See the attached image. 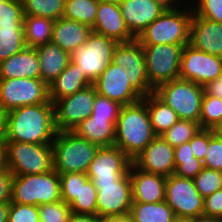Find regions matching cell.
Returning <instances> with one entry per match:
<instances>
[{
  "label": "cell",
  "instance_id": "obj_1",
  "mask_svg": "<svg viewBox=\"0 0 222 222\" xmlns=\"http://www.w3.org/2000/svg\"><path fill=\"white\" fill-rule=\"evenodd\" d=\"M54 104L42 103L7 112L5 140L34 144H52L57 134Z\"/></svg>",
  "mask_w": 222,
  "mask_h": 222
},
{
  "label": "cell",
  "instance_id": "obj_2",
  "mask_svg": "<svg viewBox=\"0 0 222 222\" xmlns=\"http://www.w3.org/2000/svg\"><path fill=\"white\" fill-rule=\"evenodd\" d=\"M155 137L146 96L138 102L122 106L115 125V146L133 160Z\"/></svg>",
  "mask_w": 222,
  "mask_h": 222
},
{
  "label": "cell",
  "instance_id": "obj_3",
  "mask_svg": "<svg viewBox=\"0 0 222 222\" xmlns=\"http://www.w3.org/2000/svg\"><path fill=\"white\" fill-rule=\"evenodd\" d=\"M192 16L191 2L184 7L165 10L136 39L142 45H187L190 42Z\"/></svg>",
  "mask_w": 222,
  "mask_h": 222
},
{
  "label": "cell",
  "instance_id": "obj_4",
  "mask_svg": "<svg viewBox=\"0 0 222 222\" xmlns=\"http://www.w3.org/2000/svg\"><path fill=\"white\" fill-rule=\"evenodd\" d=\"M53 169L59 174L87 173L99 146L73 131H58L52 142Z\"/></svg>",
  "mask_w": 222,
  "mask_h": 222
},
{
  "label": "cell",
  "instance_id": "obj_5",
  "mask_svg": "<svg viewBox=\"0 0 222 222\" xmlns=\"http://www.w3.org/2000/svg\"><path fill=\"white\" fill-rule=\"evenodd\" d=\"M60 200V178L54 169L42 174L18 175L13 178L12 203L40 206Z\"/></svg>",
  "mask_w": 222,
  "mask_h": 222
},
{
  "label": "cell",
  "instance_id": "obj_6",
  "mask_svg": "<svg viewBox=\"0 0 222 222\" xmlns=\"http://www.w3.org/2000/svg\"><path fill=\"white\" fill-rule=\"evenodd\" d=\"M154 94L170 106L179 119L199 123L204 86L188 80L175 79L158 86Z\"/></svg>",
  "mask_w": 222,
  "mask_h": 222
},
{
  "label": "cell",
  "instance_id": "obj_7",
  "mask_svg": "<svg viewBox=\"0 0 222 222\" xmlns=\"http://www.w3.org/2000/svg\"><path fill=\"white\" fill-rule=\"evenodd\" d=\"M7 168L14 174H42L53 170L52 144L6 141Z\"/></svg>",
  "mask_w": 222,
  "mask_h": 222
},
{
  "label": "cell",
  "instance_id": "obj_8",
  "mask_svg": "<svg viewBox=\"0 0 222 222\" xmlns=\"http://www.w3.org/2000/svg\"><path fill=\"white\" fill-rule=\"evenodd\" d=\"M148 82L155 90L161 84L179 79L181 54L185 45H142Z\"/></svg>",
  "mask_w": 222,
  "mask_h": 222
},
{
  "label": "cell",
  "instance_id": "obj_9",
  "mask_svg": "<svg viewBox=\"0 0 222 222\" xmlns=\"http://www.w3.org/2000/svg\"><path fill=\"white\" fill-rule=\"evenodd\" d=\"M204 198L195 187L192 178L175 174L166 178L165 202L178 219H198L204 214Z\"/></svg>",
  "mask_w": 222,
  "mask_h": 222
},
{
  "label": "cell",
  "instance_id": "obj_10",
  "mask_svg": "<svg viewBox=\"0 0 222 222\" xmlns=\"http://www.w3.org/2000/svg\"><path fill=\"white\" fill-rule=\"evenodd\" d=\"M117 44L115 40L92 31L87 42L71 54V61L94 82L112 62Z\"/></svg>",
  "mask_w": 222,
  "mask_h": 222
},
{
  "label": "cell",
  "instance_id": "obj_11",
  "mask_svg": "<svg viewBox=\"0 0 222 222\" xmlns=\"http://www.w3.org/2000/svg\"><path fill=\"white\" fill-rule=\"evenodd\" d=\"M49 102L48 85L41 79H0V104L7 112L18 107Z\"/></svg>",
  "mask_w": 222,
  "mask_h": 222
},
{
  "label": "cell",
  "instance_id": "obj_12",
  "mask_svg": "<svg viewBox=\"0 0 222 222\" xmlns=\"http://www.w3.org/2000/svg\"><path fill=\"white\" fill-rule=\"evenodd\" d=\"M96 88L92 84L54 103L55 127L57 131H73L82 121L91 116L96 99Z\"/></svg>",
  "mask_w": 222,
  "mask_h": 222
},
{
  "label": "cell",
  "instance_id": "obj_13",
  "mask_svg": "<svg viewBox=\"0 0 222 222\" xmlns=\"http://www.w3.org/2000/svg\"><path fill=\"white\" fill-rule=\"evenodd\" d=\"M222 76V57L211 55L187 44L181 54L179 79L201 86Z\"/></svg>",
  "mask_w": 222,
  "mask_h": 222
},
{
  "label": "cell",
  "instance_id": "obj_14",
  "mask_svg": "<svg viewBox=\"0 0 222 222\" xmlns=\"http://www.w3.org/2000/svg\"><path fill=\"white\" fill-rule=\"evenodd\" d=\"M97 189L96 215L100 218L128 214L132 206L129 172L115 182L94 183Z\"/></svg>",
  "mask_w": 222,
  "mask_h": 222
},
{
  "label": "cell",
  "instance_id": "obj_15",
  "mask_svg": "<svg viewBox=\"0 0 222 222\" xmlns=\"http://www.w3.org/2000/svg\"><path fill=\"white\" fill-rule=\"evenodd\" d=\"M112 62L126 70L130 83L143 97L154 93L146 74L143 46L137 39L118 43L113 52Z\"/></svg>",
  "mask_w": 222,
  "mask_h": 222
},
{
  "label": "cell",
  "instance_id": "obj_16",
  "mask_svg": "<svg viewBox=\"0 0 222 222\" xmlns=\"http://www.w3.org/2000/svg\"><path fill=\"white\" fill-rule=\"evenodd\" d=\"M132 160L117 146L99 147L87 176L93 183L115 182L129 172Z\"/></svg>",
  "mask_w": 222,
  "mask_h": 222
},
{
  "label": "cell",
  "instance_id": "obj_17",
  "mask_svg": "<svg viewBox=\"0 0 222 222\" xmlns=\"http://www.w3.org/2000/svg\"><path fill=\"white\" fill-rule=\"evenodd\" d=\"M123 67L111 62L93 82L97 94L120 103L122 106L133 104L143 96L132 86Z\"/></svg>",
  "mask_w": 222,
  "mask_h": 222
},
{
  "label": "cell",
  "instance_id": "obj_18",
  "mask_svg": "<svg viewBox=\"0 0 222 222\" xmlns=\"http://www.w3.org/2000/svg\"><path fill=\"white\" fill-rule=\"evenodd\" d=\"M132 162L142 171L165 177L173 175L176 170L174 147L162 136H156Z\"/></svg>",
  "mask_w": 222,
  "mask_h": 222
},
{
  "label": "cell",
  "instance_id": "obj_19",
  "mask_svg": "<svg viewBox=\"0 0 222 222\" xmlns=\"http://www.w3.org/2000/svg\"><path fill=\"white\" fill-rule=\"evenodd\" d=\"M92 31L107 36L117 43H126L136 38L129 32L120 11L119 3L99 0Z\"/></svg>",
  "mask_w": 222,
  "mask_h": 222
},
{
  "label": "cell",
  "instance_id": "obj_20",
  "mask_svg": "<svg viewBox=\"0 0 222 222\" xmlns=\"http://www.w3.org/2000/svg\"><path fill=\"white\" fill-rule=\"evenodd\" d=\"M118 3L124 22L135 38L165 11L154 0H120Z\"/></svg>",
  "mask_w": 222,
  "mask_h": 222
},
{
  "label": "cell",
  "instance_id": "obj_21",
  "mask_svg": "<svg viewBox=\"0 0 222 222\" xmlns=\"http://www.w3.org/2000/svg\"><path fill=\"white\" fill-rule=\"evenodd\" d=\"M129 176L132 183L133 202L157 203L165 201L167 177L142 171L133 163L129 169Z\"/></svg>",
  "mask_w": 222,
  "mask_h": 222
},
{
  "label": "cell",
  "instance_id": "obj_22",
  "mask_svg": "<svg viewBox=\"0 0 222 222\" xmlns=\"http://www.w3.org/2000/svg\"><path fill=\"white\" fill-rule=\"evenodd\" d=\"M189 44L205 53L222 57V23L197 16L193 12Z\"/></svg>",
  "mask_w": 222,
  "mask_h": 222
},
{
  "label": "cell",
  "instance_id": "obj_23",
  "mask_svg": "<svg viewBox=\"0 0 222 222\" xmlns=\"http://www.w3.org/2000/svg\"><path fill=\"white\" fill-rule=\"evenodd\" d=\"M91 32L90 26L61 17L54 21L51 42L71 55L87 42Z\"/></svg>",
  "mask_w": 222,
  "mask_h": 222
},
{
  "label": "cell",
  "instance_id": "obj_24",
  "mask_svg": "<svg viewBox=\"0 0 222 222\" xmlns=\"http://www.w3.org/2000/svg\"><path fill=\"white\" fill-rule=\"evenodd\" d=\"M40 79L38 54L35 48L25 47L0 63V79Z\"/></svg>",
  "mask_w": 222,
  "mask_h": 222
},
{
  "label": "cell",
  "instance_id": "obj_25",
  "mask_svg": "<svg viewBox=\"0 0 222 222\" xmlns=\"http://www.w3.org/2000/svg\"><path fill=\"white\" fill-rule=\"evenodd\" d=\"M93 82L80 70V66L70 61L60 75L48 85L49 100L54 104L58 99L72 95Z\"/></svg>",
  "mask_w": 222,
  "mask_h": 222
},
{
  "label": "cell",
  "instance_id": "obj_26",
  "mask_svg": "<svg viewBox=\"0 0 222 222\" xmlns=\"http://www.w3.org/2000/svg\"><path fill=\"white\" fill-rule=\"evenodd\" d=\"M40 67V79L49 85L68 66L71 55L60 46L48 42L36 48Z\"/></svg>",
  "mask_w": 222,
  "mask_h": 222
},
{
  "label": "cell",
  "instance_id": "obj_27",
  "mask_svg": "<svg viewBox=\"0 0 222 222\" xmlns=\"http://www.w3.org/2000/svg\"><path fill=\"white\" fill-rule=\"evenodd\" d=\"M117 119L92 118L91 116L76 126L73 132L99 147L113 146Z\"/></svg>",
  "mask_w": 222,
  "mask_h": 222
},
{
  "label": "cell",
  "instance_id": "obj_28",
  "mask_svg": "<svg viewBox=\"0 0 222 222\" xmlns=\"http://www.w3.org/2000/svg\"><path fill=\"white\" fill-rule=\"evenodd\" d=\"M146 106L156 136H161L179 120L176 112L154 93L146 96Z\"/></svg>",
  "mask_w": 222,
  "mask_h": 222
},
{
  "label": "cell",
  "instance_id": "obj_29",
  "mask_svg": "<svg viewBox=\"0 0 222 222\" xmlns=\"http://www.w3.org/2000/svg\"><path fill=\"white\" fill-rule=\"evenodd\" d=\"M129 214L135 222H174L177 218L173 209L165 202H132Z\"/></svg>",
  "mask_w": 222,
  "mask_h": 222
},
{
  "label": "cell",
  "instance_id": "obj_30",
  "mask_svg": "<svg viewBox=\"0 0 222 222\" xmlns=\"http://www.w3.org/2000/svg\"><path fill=\"white\" fill-rule=\"evenodd\" d=\"M54 20L46 17L24 16V35L27 47L51 42Z\"/></svg>",
  "mask_w": 222,
  "mask_h": 222
},
{
  "label": "cell",
  "instance_id": "obj_31",
  "mask_svg": "<svg viewBox=\"0 0 222 222\" xmlns=\"http://www.w3.org/2000/svg\"><path fill=\"white\" fill-rule=\"evenodd\" d=\"M99 0H65L62 17L93 27Z\"/></svg>",
  "mask_w": 222,
  "mask_h": 222
},
{
  "label": "cell",
  "instance_id": "obj_32",
  "mask_svg": "<svg viewBox=\"0 0 222 222\" xmlns=\"http://www.w3.org/2000/svg\"><path fill=\"white\" fill-rule=\"evenodd\" d=\"M72 213L96 215L97 189L86 173H80V191L69 205Z\"/></svg>",
  "mask_w": 222,
  "mask_h": 222
},
{
  "label": "cell",
  "instance_id": "obj_33",
  "mask_svg": "<svg viewBox=\"0 0 222 222\" xmlns=\"http://www.w3.org/2000/svg\"><path fill=\"white\" fill-rule=\"evenodd\" d=\"M25 47L24 26L0 27V63Z\"/></svg>",
  "mask_w": 222,
  "mask_h": 222
},
{
  "label": "cell",
  "instance_id": "obj_34",
  "mask_svg": "<svg viewBox=\"0 0 222 222\" xmlns=\"http://www.w3.org/2000/svg\"><path fill=\"white\" fill-rule=\"evenodd\" d=\"M175 175L194 178L203 168V162L195 158L190 141L174 148Z\"/></svg>",
  "mask_w": 222,
  "mask_h": 222
},
{
  "label": "cell",
  "instance_id": "obj_35",
  "mask_svg": "<svg viewBox=\"0 0 222 222\" xmlns=\"http://www.w3.org/2000/svg\"><path fill=\"white\" fill-rule=\"evenodd\" d=\"M24 16H38L53 19L61 18L65 0H21Z\"/></svg>",
  "mask_w": 222,
  "mask_h": 222
},
{
  "label": "cell",
  "instance_id": "obj_36",
  "mask_svg": "<svg viewBox=\"0 0 222 222\" xmlns=\"http://www.w3.org/2000/svg\"><path fill=\"white\" fill-rule=\"evenodd\" d=\"M200 129V125L196 121L179 119L161 136L175 148L189 142Z\"/></svg>",
  "mask_w": 222,
  "mask_h": 222
},
{
  "label": "cell",
  "instance_id": "obj_37",
  "mask_svg": "<svg viewBox=\"0 0 222 222\" xmlns=\"http://www.w3.org/2000/svg\"><path fill=\"white\" fill-rule=\"evenodd\" d=\"M222 121V99L204 92L201 102L199 125L201 129L211 130Z\"/></svg>",
  "mask_w": 222,
  "mask_h": 222
},
{
  "label": "cell",
  "instance_id": "obj_38",
  "mask_svg": "<svg viewBox=\"0 0 222 222\" xmlns=\"http://www.w3.org/2000/svg\"><path fill=\"white\" fill-rule=\"evenodd\" d=\"M195 187L204 198L222 189V172L203 168L194 178Z\"/></svg>",
  "mask_w": 222,
  "mask_h": 222
},
{
  "label": "cell",
  "instance_id": "obj_39",
  "mask_svg": "<svg viewBox=\"0 0 222 222\" xmlns=\"http://www.w3.org/2000/svg\"><path fill=\"white\" fill-rule=\"evenodd\" d=\"M1 26H24V12L21 0H0Z\"/></svg>",
  "mask_w": 222,
  "mask_h": 222
},
{
  "label": "cell",
  "instance_id": "obj_40",
  "mask_svg": "<svg viewBox=\"0 0 222 222\" xmlns=\"http://www.w3.org/2000/svg\"><path fill=\"white\" fill-rule=\"evenodd\" d=\"M41 222H68L71 208L63 200L38 206Z\"/></svg>",
  "mask_w": 222,
  "mask_h": 222
},
{
  "label": "cell",
  "instance_id": "obj_41",
  "mask_svg": "<svg viewBox=\"0 0 222 222\" xmlns=\"http://www.w3.org/2000/svg\"><path fill=\"white\" fill-rule=\"evenodd\" d=\"M193 12L200 17L222 23V0H192Z\"/></svg>",
  "mask_w": 222,
  "mask_h": 222
},
{
  "label": "cell",
  "instance_id": "obj_42",
  "mask_svg": "<svg viewBox=\"0 0 222 222\" xmlns=\"http://www.w3.org/2000/svg\"><path fill=\"white\" fill-rule=\"evenodd\" d=\"M121 108L122 105L120 103L96 94L91 117L101 119H118Z\"/></svg>",
  "mask_w": 222,
  "mask_h": 222
},
{
  "label": "cell",
  "instance_id": "obj_43",
  "mask_svg": "<svg viewBox=\"0 0 222 222\" xmlns=\"http://www.w3.org/2000/svg\"><path fill=\"white\" fill-rule=\"evenodd\" d=\"M59 178H60L61 199L67 205H70L79 195L80 173L72 172V173L59 174Z\"/></svg>",
  "mask_w": 222,
  "mask_h": 222
},
{
  "label": "cell",
  "instance_id": "obj_44",
  "mask_svg": "<svg viewBox=\"0 0 222 222\" xmlns=\"http://www.w3.org/2000/svg\"><path fill=\"white\" fill-rule=\"evenodd\" d=\"M203 166L222 172V140L217 138L212 130H209V143Z\"/></svg>",
  "mask_w": 222,
  "mask_h": 222
},
{
  "label": "cell",
  "instance_id": "obj_45",
  "mask_svg": "<svg viewBox=\"0 0 222 222\" xmlns=\"http://www.w3.org/2000/svg\"><path fill=\"white\" fill-rule=\"evenodd\" d=\"M38 206L10 202L8 222H38Z\"/></svg>",
  "mask_w": 222,
  "mask_h": 222
},
{
  "label": "cell",
  "instance_id": "obj_46",
  "mask_svg": "<svg viewBox=\"0 0 222 222\" xmlns=\"http://www.w3.org/2000/svg\"><path fill=\"white\" fill-rule=\"evenodd\" d=\"M205 218L222 219V189L204 197Z\"/></svg>",
  "mask_w": 222,
  "mask_h": 222
},
{
  "label": "cell",
  "instance_id": "obj_47",
  "mask_svg": "<svg viewBox=\"0 0 222 222\" xmlns=\"http://www.w3.org/2000/svg\"><path fill=\"white\" fill-rule=\"evenodd\" d=\"M209 143V130L200 129L190 140L191 150L196 159L203 162Z\"/></svg>",
  "mask_w": 222,
  "mask_h": 222
},
{
  "label": "cell",
  "instance_id": "obj_48",
  "mask_svg": "<svg viewBox=\"0 0 222 222\" xmlns=\"http://www.w3.org/2000/svg\"><path fill=\"white\" fill-rule=\"evenodd\" d=\"M13 178L14 174L8 168L0 170V203L10 202Z\"/></svg>",
  "mask_w": 222,
  "mask_h": 222
},
{
  "label": "cell",
  "instance_id": "obj_49",
  "mask_svg": "<svg viewBox=\"0 0 222 222\" xmlns=\"http://www.w3.org/2000/svg\"><path fill=\"white\" fill-rule=\"evenodd\" d=\"M204 92L222 99V76L204 86Z\"/></svg>",
  "mask_w": 222,
  "mask_h": 222
},
{
  "label": "cell",
  "instance_id": "obj_50",
  "mask_svg": "<svg viewBox=\"0 0 222 222\" xmlns=\"http://www.w3.org/2000/svg\"><path fill=\"white\" fill-rule=\"evenodd\" d=\"M68 222H101V218L92 214L71 213Z\"/></svg>",
  "mask_w": 222,
  "mask_h": 222
},
{
  "label": "cell",
  "instance_id": "obj_51",
  "mask_svg": "<svg viewBox=\"0 0 222 222\" xmlns=\"http://www.w3.org/2000/svg\"><path fill=\"white\" fill-rule=\"evenodd\" d=\"M154 1L157 2L160 6H162L165 10H171V9L184 7L186 4H189V1L191 0H188V1L186 0H154Z\"/></svg>",
  "mask_w": 222,
  "mask_h": 222
},
{
  "label": "cell",
  "instance_id": "obj_52",
  "mask_svg": "<svg viewBox=\"0 0 222 222\" xmlns=\"http://www.w3.org/2000/svg\"><path fill=\"white\" fill-rule=\"evenodd\" d=\"M7 168V143L5 138H0V170Z\"/></svg>",
  "mask_w": 222,
  "mask_h": 222
},
{
  "label": "cell",
  "instance_id": "obj_53",
  "mask_svg": "<svg viewBox=\"0 0 222 222\" xmlns=\"http://www.w3.org/2000/svg\"><path fill=\"white\" fill-rule=\"evenodd\" d=\"M101 222H135L132 216L128 214L116 215V216H107L101 218Z\"/></svg>",
  "mask_w": 222,
  "mask_h": 222
},
{
  "label": "cell",
  "instance_id": "obj_54",
  "mask_svg": "<svg viewBox=\"0 0 222 222\" xmlns=\"http://www.w3.org/2000/svg\"><path fill=\"white\" fill-rule=\"evenodd\" d=\"M7 111L0 104V138L5 136Z\"/></svg>",
  "mask_w": 222,
  "mask_h": 222
},
{
  "label": "cell",
  "instance_id": "obj_55",
  "mask_svg": "<svg viewBox=\"0 0 222 222\" xmlns=\"http://www.w3.org/2000/svg\"><path fill=\"white\" fill-rule=\"evenodd\" d=\"M10 202L0 203V222H8Z\"/></svg>",
  "mask_w": 222,
  "mask_h": 222
},
{
  "label": "cell",
  "instance_id": "obj_56",
  "mask_svg": "<svg viewBox=\"0 0 222 222\" xmlns=\"http://www.w3.org/2000/svg\"><path fill=\"white\" fill-rule=\"evenodd\" d=\"M211 130L217 138L222 140V121L218 123L215 127H213Z\"/></svg>",
  "mask_w": 222,
  "mask_h": 222
},
{
  "label": "cell",
  "instance_id": "obj_57",
  "mask_svg": "<svg viewBox=\"0 0 222 222\" xmlns=\"http://www.w3.org/2000/svg\"><path fill=\"white\" fill-rule=\"evenodd\" d=\"M193 222H222V219L201 217L198 219H194Z\"/></svg>",
  "mask_w": 222,
  "mask_h": 222
},
{
  "label": "cell",
  "instance_id": "obj_58",
  "mask_svg": "<svg viewBox=\"0 0 222 222\" xmlns=\"http://www.w3.org/2000/svg\"><path fill=\"white\" fill-rule=\"evenodd\" d=\"M174 222H193L192 219H176Z\"/></svg>",
  "mask_w": 222,
  "mask_h": 222
},
{
  "label": "cell",
  "instance_id": "obj_59",
  "mask_svg": "<svg viewBox=\"0 0 222 222\" xmlns=\"http://www.w3.org/2000/svg\"><path fill=\"white\" fill-rule=\"evenodd\" d=\"M106 1L119 2L120 0H106Z\"/></svg>",
  "mask_w": 222,
  "mask_h": 222
}]
</instances>
